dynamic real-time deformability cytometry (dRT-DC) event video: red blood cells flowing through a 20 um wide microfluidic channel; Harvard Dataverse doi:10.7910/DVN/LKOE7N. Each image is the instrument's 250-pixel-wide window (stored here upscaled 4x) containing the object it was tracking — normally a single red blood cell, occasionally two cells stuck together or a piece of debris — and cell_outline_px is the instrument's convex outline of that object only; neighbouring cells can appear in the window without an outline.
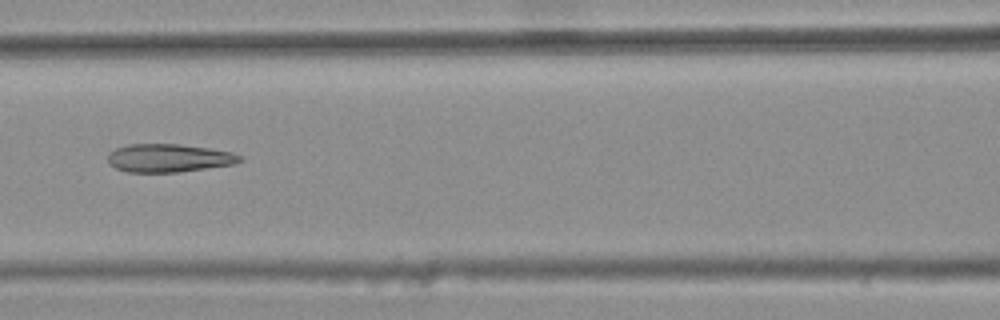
{"species": "common noctule bat (a hibernating species)", "species_latin": "Nyctalus noctula", "temperature_condition": "warm", "stored_images_in_passage": 6, "camera_frame_rate_fps": 3000, "um_per_image_px": 0.085, "animal": {"sex": "female", "body_mass_g": 25.1}, "frame": {"image": 1, "passage_image": 6, "time_ms": 1.667, "image_size_px": [1000, 320], "cell_outline_px": [[244, 160], [236, 164], [180, 172], [128, 172], [116, 168], [108, 164], [108, 152], [116, 148], [128, 144], [180, 144], [208, 148], [232, 152], [244, 156]], "centroid_in_image_um": [14.38, 13.43], "position_along_channel_um": 152.2, "area_um2": 21.96}}